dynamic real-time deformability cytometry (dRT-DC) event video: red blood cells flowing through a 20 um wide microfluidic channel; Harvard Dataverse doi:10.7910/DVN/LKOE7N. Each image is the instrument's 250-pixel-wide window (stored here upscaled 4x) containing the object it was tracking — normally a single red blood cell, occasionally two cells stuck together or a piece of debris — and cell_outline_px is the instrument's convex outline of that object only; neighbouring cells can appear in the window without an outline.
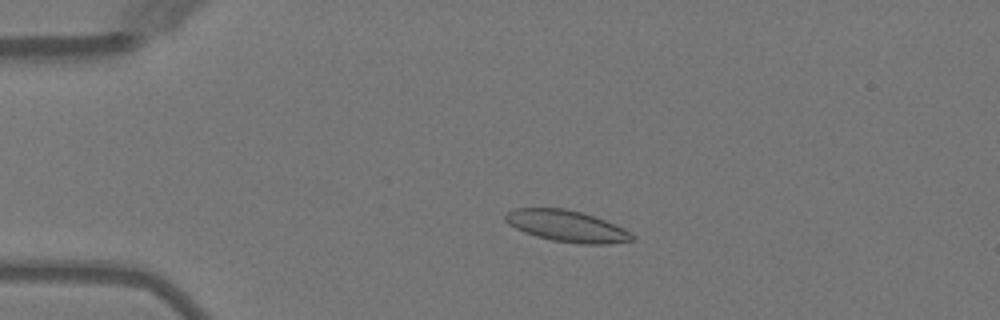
{"species": "Egyptian fruit bat (a non-hibernating species)", "species_latin": "Rousettus aegyptiacus", "temperature_condition": "warm", "stored_images_in_passage": 51, "camera_frame_rate_fps": 3000, "um_per_image_px": 0.085, "animal": {"sex": "female"}, "frame": {"image": 1, "passage_image": 12, "time_ms": 3.667, "image_size_px": [1000, 320], "cell_outline_px": [[636, 240], [608, 244], [580, 244], [552, 240], [536, 236], [524, 232], [508, 224], [504, 220], [504, 216], [512, 208], [564, 208], [580, 212], [604, 220], [624, 228], [632, 232], [636, 236]], "centroid_in_image_um": [48.2, 19.22], "position_along_channel_um": 36.8, "area_um2": 23.29}}
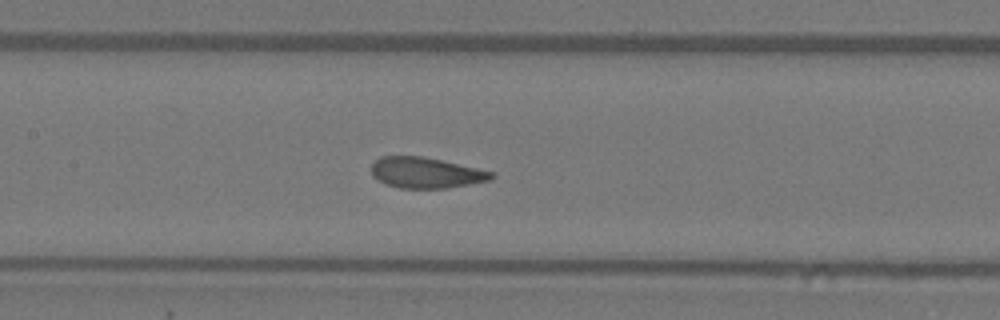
{"frame": {"image": 2, "passage_image": 25, "time_ms": 8.0, "image_size_px": [1000, 320], "cell_outline_px": [[496, 176], [492, 180], [448, 188], [400, 188], [384, 184], [376, 180], [372, 176], [372, 164], [380, 156], [424, 156], [496, 172]], "centroid_in_image_um": [36.23, 14.68], "position_along_channel_um": 171.2, "area_um2": 21.85}}
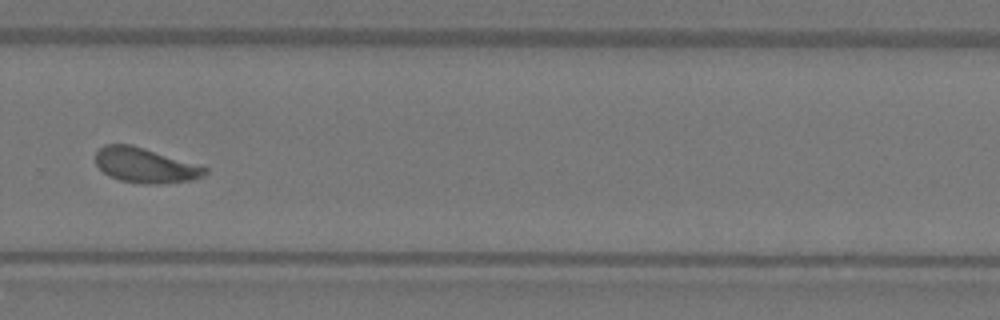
{"frame": {"image": 3, "passage_image": 36, "time_ms": 11.667, "image_size_px": [1000, 320], "cell_outline_px": [[208, 172], [192, 180], [156, 184], [140, 184], [120, 180], [104, 172], [96, 164], [96, 152], [104, 144], [132, 144], [208, 168]], "centroid_in_image_um": [12.32, 14.05], "position_along_channel_um": 317.5, "area_um2": 21.96}, "authors_computed_cell_mechanics": {"area_um2": 22.4264, "velocity_mm_per_s": 4.0062, "shape_relaxation_time_tau1_ms": 2.6407, "shape_relaxation_time_tau2_ms": 0.7677, "deformation_change_tau1": 0.1083, "deformation_change_tau2": 0.0706}}